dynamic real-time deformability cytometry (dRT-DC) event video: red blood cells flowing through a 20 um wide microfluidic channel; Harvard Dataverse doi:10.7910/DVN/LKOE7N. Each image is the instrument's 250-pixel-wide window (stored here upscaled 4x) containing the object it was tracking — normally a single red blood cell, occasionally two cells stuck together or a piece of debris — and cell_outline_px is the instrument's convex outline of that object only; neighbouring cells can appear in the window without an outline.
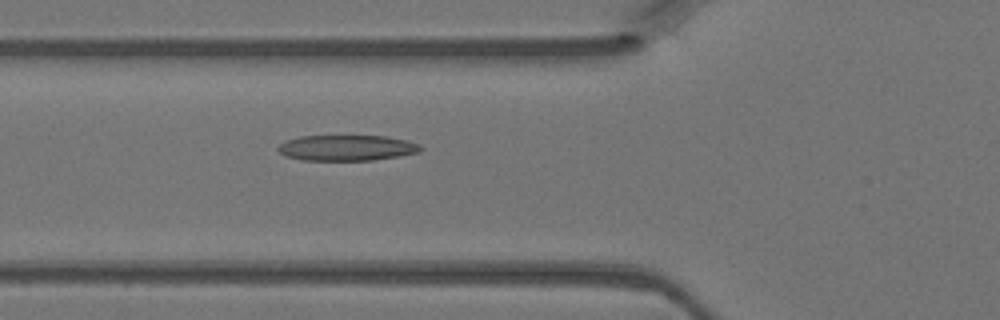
{"species": "Egyptian fruit bat (a non-hibernating species)", "species_latin": "Rousettus aegyptiacus", "temperature_condition": "warm", "stored_images_in_passage": 47, "camera_frame_rate_fps": 3000, "um_per_image_px": 0.085, "animal": {"sex": "female"}, "frame": {"image": 1, "passage_image": 17, "time_ms": 5.333, "image_size_px": [1000, 320], "cell_outline_px": [[424, 148], [420, 152], [400, 156], [372, 160], [304, 160], [284, 156], [276, 148], [284, 140], [300, 136], [388, 136], [408, 140], [420, 144]], "centroid_in_image_um": [29.5, 12.56], "position_along_channel_um": 96.3, "area_um2": 21.56}}
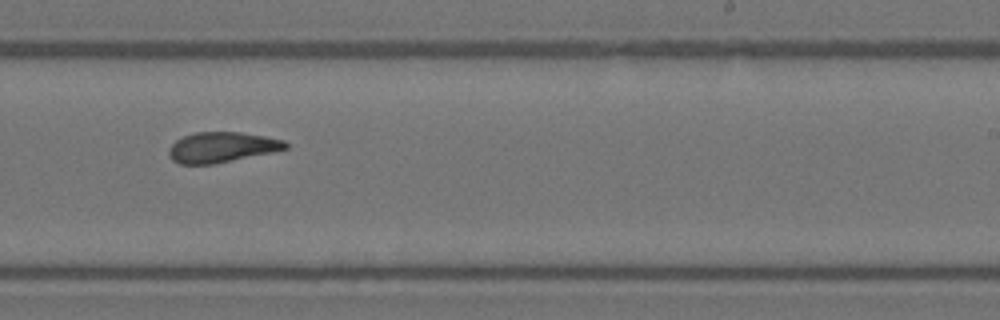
{"frame": {"image": 2, "passage_image": 29, "time_ms": 9.333, "image_size_px": [1000, 320], "cell_outline_px": [[288, 148], [272, 152], [216, 164], [180, 164], [172, 160], [168, 156], [168, 148], [176, 140], [184, 136], [196, 132], [240, 132], [264, 136], [284, 140], [288, 144]], "centroid_in_image_um": [18.83, 12.52], "position_along_channel_um": 270.2, "area_um2": 20.69}}
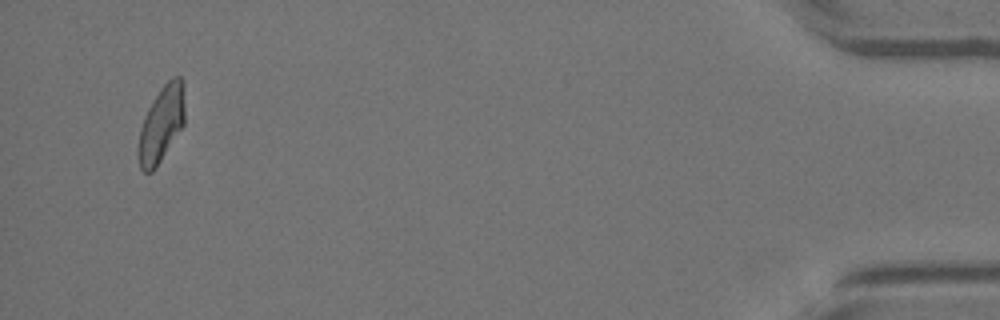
{"frame": {"image": 3, "passage_image": 45, "time_ms": 14.667, "image_size_px": [1000, 320], "cell_outline_px": [[184, 124], [152, 172], [144, 172], [140, 168], [136, 156], [136, 148], [140, 128], [144, 116], [152, 100], [160, 88], [172, 76], [180, 76], [184, 84]], "centroid_in_image_um": [13.68, 10.53], "position_along_channel_um": 421.5, "area_um2": 20.75}}